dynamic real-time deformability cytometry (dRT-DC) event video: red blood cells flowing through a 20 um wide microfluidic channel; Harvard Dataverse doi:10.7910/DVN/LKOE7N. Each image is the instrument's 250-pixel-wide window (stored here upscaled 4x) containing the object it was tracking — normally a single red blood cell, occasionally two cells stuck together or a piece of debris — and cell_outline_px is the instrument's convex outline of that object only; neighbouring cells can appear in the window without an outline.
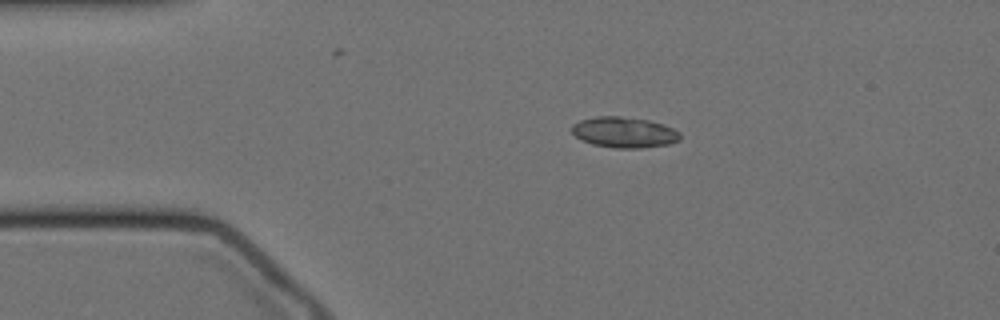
{"species": "Egyptian fruit bat (a non-hibernating species)", "species_latin": "Rousettus aegyptiacus", "temperature_condition": "cold", "stored_images_in_passage": 36, "camera_frame_rate_fps": 3000, "um_per_image_px": 0.085, "animal": {"sex": "female"}, "frame": {"image": 1, "passage_image": 1, "time_ms": 0.0, "image_size_px": [1000, 320], "cell_outline_px": [[680, 140], [668, 144], [640, 148], [616, 148], [592, 144], [576, 136], [572, 132], [572, 124], [580, 120], [596, 116], [620, 116], [648, 120], [664, 124], [680, 132]], "centroid_in_image_um": [53.06, 11.24], "position_along_channel_um": 31.9, "area_um2": 19.31}}
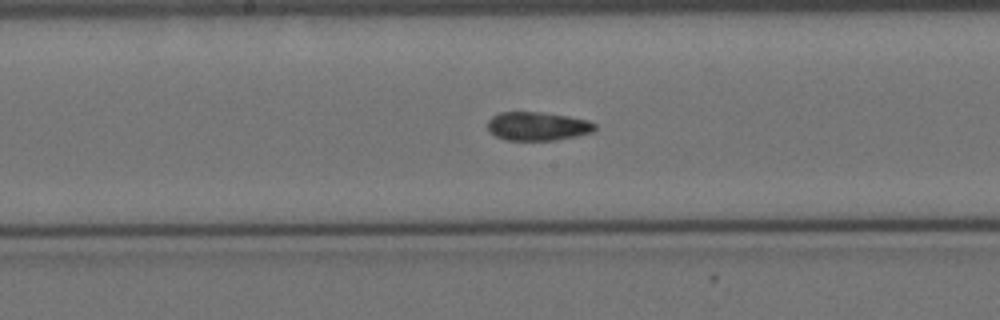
{"frame": {"image": 2, "passage_image": 19, "time_ms": 6.0, "image_size_px": [1000, 320], "cell_outline_px": [[596, 128], [592, 132], [576, 136], [556, 140], [504, 140], [488, 132], [488, 120], [492, 116], [500, 112], [540, 112], [568, 116], [588, 120], [596, 124]], "centroid_in_image_um": [45.67, 10.73], "position_along_channel_um": 202.5, "area_um2": 17.98}}
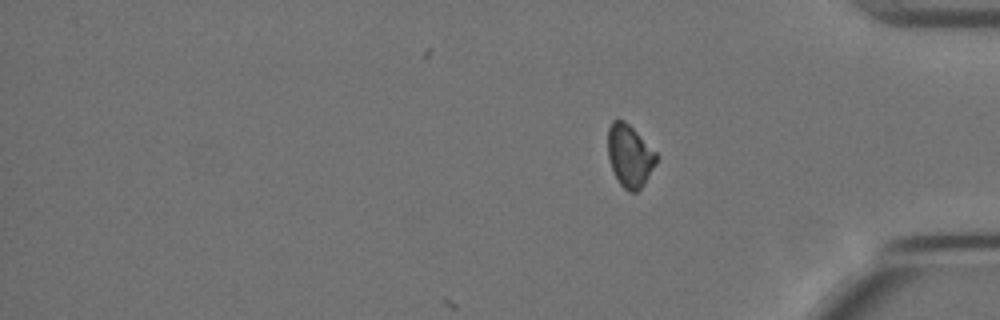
{"frame": {"image": 3, "passage_image": 36, "time_ms": 11.667, "image_size_px": [1000, 320], "cell_outline_px": [[656, 164], [644, 184], [636, 192], [628, 192], [620, 184], [612, 168], [608, 156], [608, 128], [612, 120], [624, 120], [656, 152]], "centroid_in_image_um": [53.51, 13.25], "position_along_channel_um": 381.7, "area_um2": 17.34}, "authors_computed_cell_mechanics": {"area_um2": 18.5538, "velocity_mm_per_s": 3.4241, "shape_relaxation_time_tau1_ms": 6.5692, "shape_relaxation_time_tau2_ms": 3.6173, "deformation_change_tau1": 0.1494, "deformation_change_tau2": 0.0965}}